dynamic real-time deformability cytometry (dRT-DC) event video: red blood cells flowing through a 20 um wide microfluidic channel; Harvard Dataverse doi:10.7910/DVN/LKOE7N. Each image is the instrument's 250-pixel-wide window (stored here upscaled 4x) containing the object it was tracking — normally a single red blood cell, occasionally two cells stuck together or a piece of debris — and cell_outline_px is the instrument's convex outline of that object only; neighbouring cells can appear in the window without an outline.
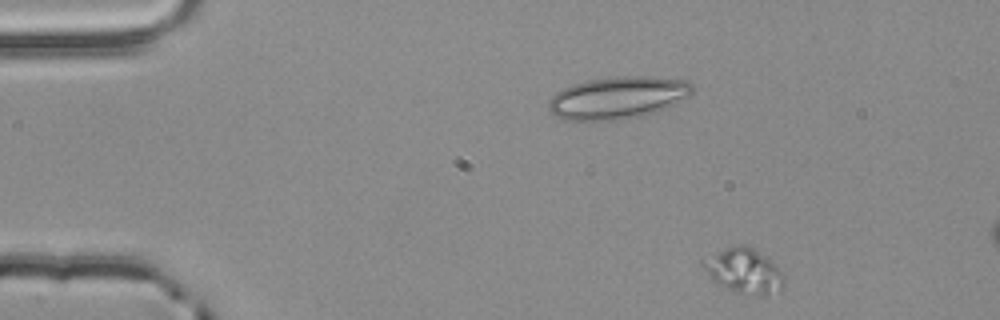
{"species": "common noctule bat (a hibernating species)", "species_latin": "Nyctalus noctula", "temperature_condition": "room temperature", "stored_images_in_passage": 12, "camera_frame_rate_fps": 3000, "um_per_image_px": 0.085, "animal": {"sex": "male", "body_mass_g": 20.4}, "frame": {"image": 1, "passage_image": 1, "time_ms": 0.0, "image_size_px": [1000, 320], "cell_outline_px": [[784, 284], [780, 288], [764, 296], [760, 296], [740, 292], [728, 288], [712, 280], [708, 276], [700, 264], [700, 260], [724, 248], [740, 244], [748, 244], [768, 256], [772, 260], [784, 276]], "centroid_in_image_um": [63.22, 22.97], "position_along_channel_um": 21.8, "area_um2": 21.27}}